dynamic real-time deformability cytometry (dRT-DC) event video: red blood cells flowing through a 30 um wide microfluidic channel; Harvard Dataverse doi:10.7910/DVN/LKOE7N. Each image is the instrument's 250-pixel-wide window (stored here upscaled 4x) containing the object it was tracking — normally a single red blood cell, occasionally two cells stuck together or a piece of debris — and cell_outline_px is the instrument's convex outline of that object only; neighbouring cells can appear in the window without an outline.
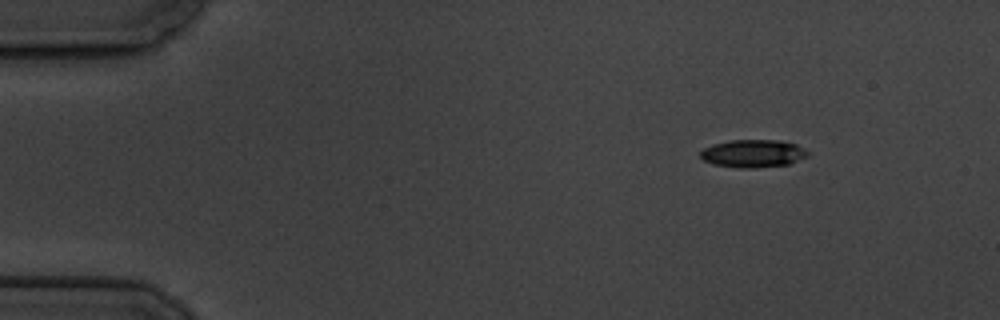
{"species": "common noctule bat (a hibernating species)", "species_latin": "Nyctalus noctula", "temperature_condition": "cold", "stored_images_in_passage": 4, "camera_frame_rate_fps": 3000, "um_per_image_px": 0.085, "animal": {"sex": "male", "body_mass_g": 19.5, "forearm_length_mm": 54.6}, "frame": {"image": 1, "passage_image": 1, "time_ms": 0.0, "image_size_px": [1000, 320], "cell_outline_px": [[812, 152], [808, 156], [788, 164], [756, 168], [736, 168], [712, 164], [704, 160], [700, 156], [700, 152], [704, 148], [712, 144], [728, 140], [776, 140], [796, 144]], "centroid_in_image_um": [64.01, 13.05], "position_along_channel_um": 21.0, "area_um2": 17.57}}
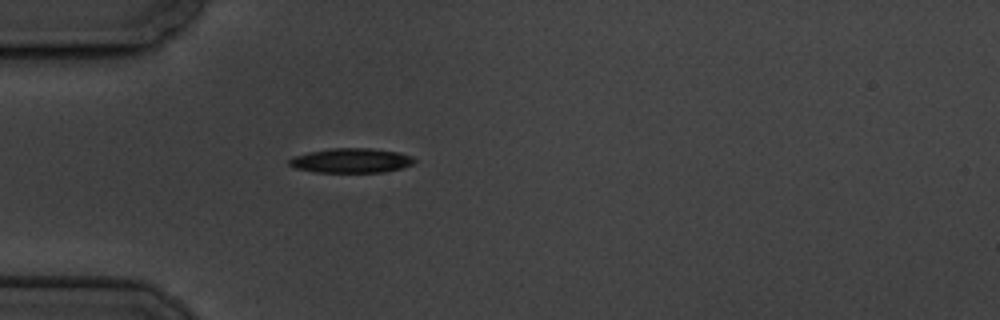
{"frame": {"image": 2, "passage_image": 4, "time_ms": 3.333, "image_size_px": [1000, 320], "cell_outline_px": [[416, 160], [412, 164], [400, 168], [384, 172], [316, 172], [296, 168], [288, 164], [288, 160], [296, 156], [308, 152], [332, 148], [368, 148], [400, 152], [412, 156]], "centroid_in_image_um": [29.87, 13.64], "position_along_channel_um": 55.1, "area_um2": 17.8}}